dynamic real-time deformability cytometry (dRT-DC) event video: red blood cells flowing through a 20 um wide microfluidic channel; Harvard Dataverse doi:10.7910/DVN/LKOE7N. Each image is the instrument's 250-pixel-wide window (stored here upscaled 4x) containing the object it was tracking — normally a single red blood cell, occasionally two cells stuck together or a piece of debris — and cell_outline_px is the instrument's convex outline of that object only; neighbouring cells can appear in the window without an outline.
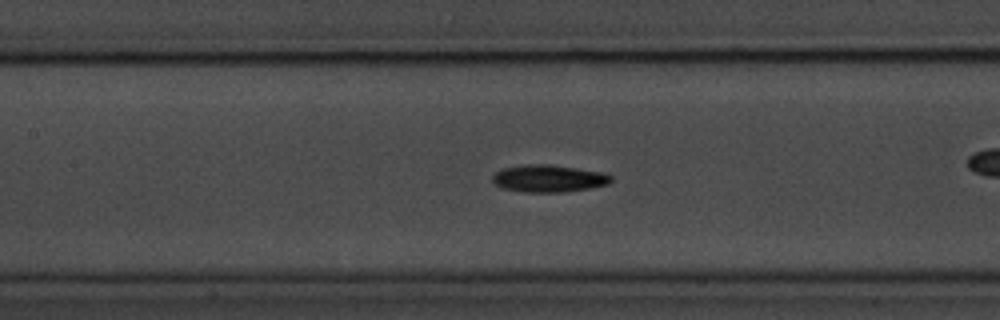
{"species": "common noctule bat (a hibernating species)", "species_latin": "Nyctalus noctula", "temperature_condition": "room temperature", "stored_images_in_passage": 55, "camera_frame_rate_fps": 3000, "um_per_image_px": 0.085, "animal": {"sex": "male", "body_mass_g": 20.1, "forearm_length_mm": 53.5}, "frame": {"image": 1, "passage_image": 24, "time_ms": 7.667, "image_size_px": [1000, 320], "cell_outline_px": [[612, 180], [608, 184], [592, 188], [564, 192], [524, 192], [504, 188], [496, 184], [492, 180], [492, 176], [496, 172], [504, 168], [524, 164], [548, 164], [576, 168], [600, 172], [612, 176]], "centroid_in_image_um": [46.64, 15.17], "position_along_channel_um": 160.8, "area_um2": 18.73}}
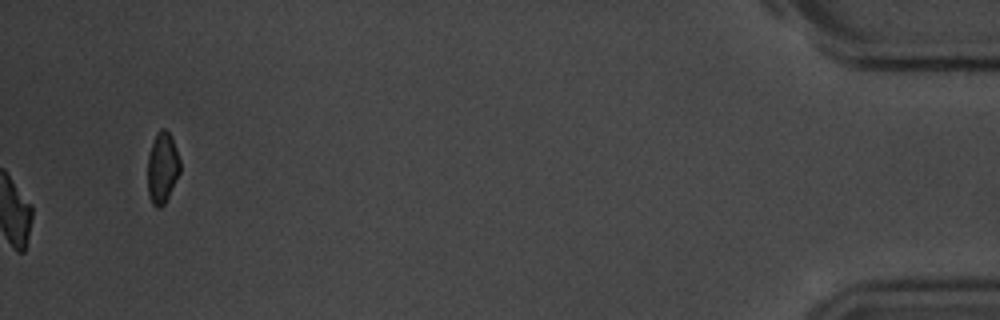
{"frame": {"image": 2, "passage_image": 55, "time_ms": 18.0, "image_size_px": [1000, 320], "cell_outline_px": [[180, 172], [164, 204], [160, 208], [156, 208], [152, 204], [148, 196], [148, 156], [152, 144], [160, 128], [164, 128], [168, 132], [172, 140], [180, 160]], "centroid_in_image_um": [13.79, 14.3], "position_along_channel_um": 421.4, "area_um2": 13.18}, "authors_computed_cell_mechanics": {"area_um2": 17.5134, "velocity_mm_per_s": 3.6683, "shape_relaxation_time_tau1_ms": 2.5797, "shape_relaxation_time_tau2_ms": null, "deformation_change_tau1": 0.1057, "deformation_change_tau2": null}}